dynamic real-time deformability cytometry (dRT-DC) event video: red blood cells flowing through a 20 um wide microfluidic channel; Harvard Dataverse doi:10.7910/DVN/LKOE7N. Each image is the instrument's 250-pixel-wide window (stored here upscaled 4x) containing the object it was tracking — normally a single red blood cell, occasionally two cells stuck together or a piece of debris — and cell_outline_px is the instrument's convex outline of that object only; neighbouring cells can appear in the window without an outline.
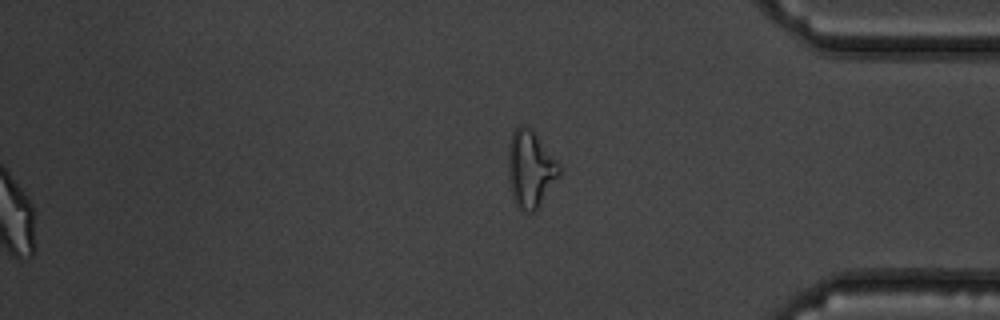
{"species": "common noctule bat (a hibernating species)", "species_latin": "Nyctalus noctula", "temperature_condition": "warm", "stored_images_in_passage": 43, "segment_of_instrument_passage": [2, 2], "camera_frame_rate_fps": 3000, "um_per_image_px": 0.085, "animal": {"sex": "male", "body_mass_g": 19.5, "forearm_length_mm": 54.6}, "frame": {"image": 1, "passage_image": 43, "time_ms": 14.0, "image_size_px": [1000, 320], "cell_outline_px": [[560, 172], [536, 212], [524, 212], [516, 204], [512, 196], [508, 180], [508, 144], [512, 132], [520, 124], [524, 124], [532, 128], [560, 164]], "centroid_in_image_um": [45.06, 14.33], "position_along_channel_um": 390.1, "area_um2": 23.12}}